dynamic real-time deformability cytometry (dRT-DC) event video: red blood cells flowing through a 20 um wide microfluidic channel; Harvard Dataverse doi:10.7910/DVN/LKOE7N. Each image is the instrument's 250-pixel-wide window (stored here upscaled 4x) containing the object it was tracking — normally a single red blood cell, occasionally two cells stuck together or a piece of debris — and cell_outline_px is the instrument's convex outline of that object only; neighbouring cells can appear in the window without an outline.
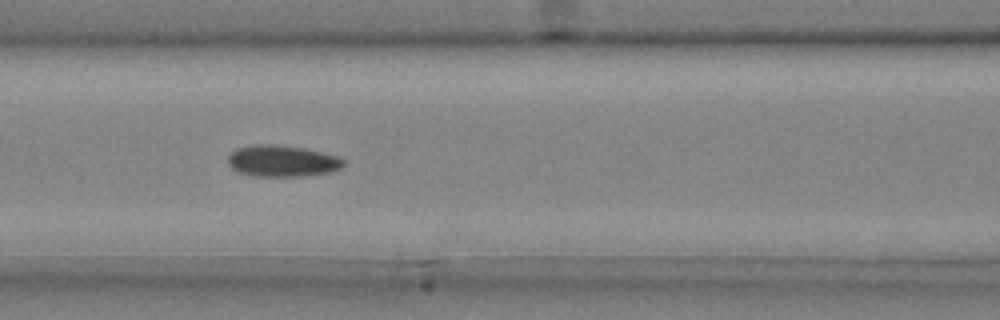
{"species": "common noctule bat (a hibernating species)", "species_latin": "Nyctalus noctula", "temperature_condition": "cold", "stored_images_in_passage": 7, "camera_frame_rate_fps": 3000, "um_per_image_px": 0.085, "animal": {"sex": "male", "body_mass_g": 20.4}, "frame": {"image": 1, "passage_image": 5, "time_ms": 1.333, "image_size_px": [1000, 320], "cell_outline_px": [[344, 168], [332, 172], [300, 176], [252, 176], [236, 172], [228, 164], [228, 156], [236, 148], [256, 144], [272, 144], [304, 148], [340, 156], [344, 160]], "centroid_in_image_um": [24.0, 13.69], "position_along_channel_um": 142.6, "area_um2": 21.44}}
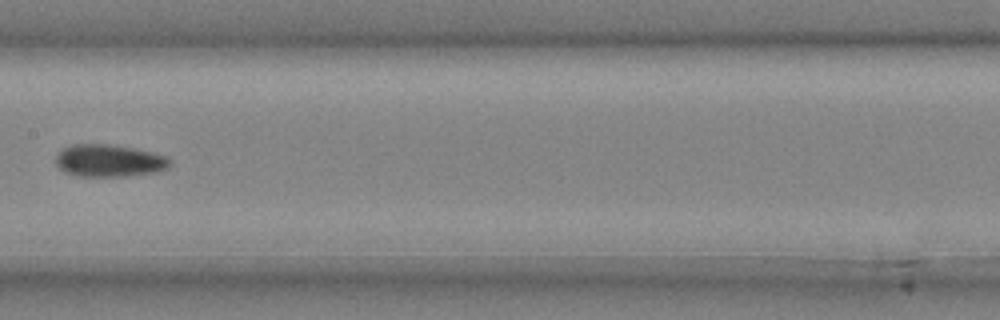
{"frame": {"image": 2, "passage_image": 6, "time_ms": 1.667, "image_size_px": [1000, 320], "cell_outline_px": [[172, 164], [156, 172], [124, 176], [76, 176], [64, 172], [56, 164], [56, 156], [64, 148], [72, 144], [108, 144], [136, 148], [168, 156], [172, 160]], "centroid_in_image_um": [9.29, 13.65], "position_along_channel_um": 198.1, "area_um2": 21.56}}
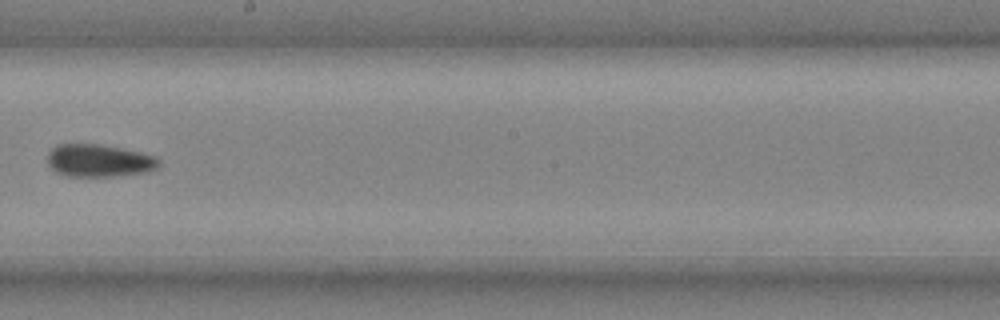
{"frame": {"image": 3, "passage_image": 7, "time_ms": 2.0, "image_size_px": [1000, 320], "cell_outline_px": [[160, 168], [148, 172], [112, 176], [64, 176], [56, 172], [48, 164], [48, 152], [56, 144], [100, 144], [124, 148], [156, 156], [160, 160]], "centroid_in_image_um": [8.45, 13.65], "position_along_channel_um": 239.8, "area_um2": 21.44}}